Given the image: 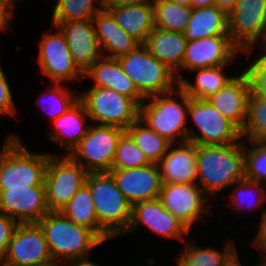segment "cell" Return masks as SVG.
<instances>
[{
  "label": "cell",
  "mask_w": 266,
  "mask_h": 266,
  "mask_svg": "<svg viewBox=\"0 0 266 266\" xmlns=\"http://www.w3.org/2000/svg\"><path fill=\"white\" fill-rule=\"evenodd\" d=\"M244 140L227 145H197V181L212 198L218 191L245 179Z\"/></svg>",
  "instance_id": "cell-1"
},
{
  "label": "cell",
  "mask_w": 266,
  "mask_h": 266,
  "mask_svg": "<svg viewBox=\"0 0 266 266\" xmlns=\"http://www.w3.org/2000/svg\"><path fill=\"white\" fill-rule=\"evenodd\" d=\"M46 238L53 261L88 262V252L103 241L90 229L77 225L60 211H50L37 223ZM64 261V262H63Z\"/></svg>",
  "instance_id": "cell-2"
},
{
  "label": "cell",
  "mask_w": 266,
  "mask_h": 266,
  "mask_svg": "<svg viewBox=\"0 0 266 266\" xmlns=\"http://www.w3.org/2000/svg\"><path fill=\"white\" fill-rule=\"evenodd\" d=\"M178 98L181 102H177ZM146 99L140 104L139 119L171 144L188 141L186 124L190 97L178 86L173 91Z\"/></svg>",
  "instance_id": "cell-3"
},
{
  "label": "cell",
  "mask_w": 266,
  "mask_h": 266,
  "mask_svg": "<svg viewBox=\"0 0 266 266\" xmlns=\"http://www.w3.org/2000/svg\"><path fill=\"white\" fill-rule=\"evenodd\" d=\"M18 135L11 134L0 152V192L7 188L44 186L50 153H31Z\"/></svg>",
  "instance_id": "cell-4"
},
{
  "label": "cell",
  "mask_w": 266,
  "mask_h": 266,
  "mask_svg": "<svg viewBox=\"0 0 266 266\" xmlns=\"http://www.w3.org/2000/svg\"><path fill=\"white\" fill-rule=\"evenodd\" d=\"M85 184L92 196L98 224L113 238L124 234L131 221L132 205L109 172H89Z\"/></svg>",
  "instance_id": "cell-5"
},
{
  "label": "cell",
  "mask_w": 266,
  "mask_h": 266,
  "mask_svg": "<svg viewBox=\"0 0 266 266\" xmlns=\"http://www.w3.org/2000/svg\"><path fill=\"white\" fill-rule=\"evenodd\" d=\"M126 74L146 99L168 93L179 86L176 73L152 55L144 44L117 58Z\"/></svg>",
  "instance_id": "cell-6"
},
{
  "label": "cell",
  "mask_w": 266,
  "mask_h": 266,
  "mask_svg": "<svg viewBox=\"0 0 266 266\" xmlns=\"http://www.w3.org/2000/svg\"><path fill=\"white\" fill-rule=\"evenodd\" d=\"M87 115L98 125L126 130L139 118L140 106L130 97L104 87H91L79 94Z\"/></svg>",
  "instance_id": "cell-7"
},
{
  "label": "cell",
  "mask_w": 266,
  "mask_h": 266,
  "mask_svg": "<svg viewBox=\"0 0 266 266\" xmlns=\"http://www.w3.org/2000/svg\"><path fill=\"white\" fill-rule=\"evenodd\" d=\"M123 128L110 125H92L86 135L68 156L89 172H109Z\"/></svg>",
  "instance_id": "cell-8"
},
{
  "label": "cell",
  "mask_w": 266,
  "mask_h": 266,
  "mask_svg": "<svg viewBox=\"0 0 266 266\" xmlns=\"http://www.w3.org/2000/svg\"><path fill=\"white\" fill-rule=\"evenodd\" d=\"M187 116L200 133L188 128V141L196 145H227L241 139V130L207 99L190 98Z\"/></svg>",
  "instance_id": "cell-9"
},
{
  "label": "cell",
  "mask_w": 266,
  "mask_h": 266,
  "mask_svg": "<svg viewBox=\"0 0 266 266\" xmlns=\"http://www.w3.org/2000/svg\"><path fill=\"white\" fill-rule=\"evenodd\" d=\"M87 175L88 172L68 155L51 154L44 176L49 211H60L85 184Z\"/></svg>",
  "instance_id": "cell-10"
},
{
  "label": "cell",
  "mask_w": 266,
  "mask_h": 266,
  "mask_svg": "<svg viewBox=\"0 0 266 266\" xmlns=\"http://www.w3.org/2000/svg\"><path fill=\"white\" fill-rule=\"evenodd\" d=\"M228 30L242 54L248 55L256 42L266 46V0H237L228 14Z\"/></svg>",
  "instance_id": "cell-11"
},
{
  "label": "cell",
  "mask_w": 266,
  "mask_h": 266,
  "mask_svg": "<svg viewBox=\"0 0 266 266\" xmlns=\"http://www.w3.org/2000/svg\"><path fill=\"white\" fill-rule=\"evenodd\" d=\"M56 32L44 34L39 43L38 65L43 75L48 76L51 83L79 80L84 74L73 61L63 32L52 25Z\"/></svg>",
  "instance_id": "cell-12"
},
{
  "label": "cell",
  "mask_w": 266,
  "mask_h": 266,
  "mask_svg": "<svg viewBox=\"0 0 266 266\" xmlns=\"http://www.w3.org/2000/svg\"><path fill=\"white\" fill-rule=\"evenodd\" d=\"M159 199L163 207L180 220L189 230L203 214L209 215V197L197 184H162ZM205 212V213H204Z\"/></svg>",
  "instance_id": "cell-13"
},
{
  "label": "cell",
  "mask_w": 266,
  "mask_h": 266,
  "mask_svg": "<svg viewBox=\"0 0 266 266\" xmlns=\"http://www.w3.org/2000/svg\"><path fill=\"white\" fill-rule=\"evenodd\" d=\"M53 261L43 231L36 223L19 224L0 266H38Z\"/></svg>",
  "instance_id": "cell-14"
},
{
  "label": "cell",
  "mask_w": 266,
  "mask_h": 266,
  "mask_svg": "<svg viewBox=\"0 0 266 266\" xmlns=\"http://www.w3.org/2000/svg\"><path fill=\"white\" fill-rule=\"evenodd\" d=\"M242 51L233 43L230 35H217L189 41L186 44L182 70L192 71L233 64Z\"/></svg>",
  "instance_id": "cell-15"
},
{
  "label": "cell",
  "mask_w": 266,
  "mask_h": 266,
  "mask_svg": "<svg viewBox=\"0 0 266 266\" xmlns=\"http://www.w3.org/2000/svg\"><path fill=\"white\" fill-rule=\"evenodd\" d=\"M143 224L162 238L185 242L189 229L172 213L163 207L161 200L140 201L132 205L131 221L124 234L136 231ZM184 234H186L184 236Z\"/></svg>",
  "instance_id": "cell-16"
},
{
  "label": "cell",
  "mask_w": 266,
  "mask_h": 266,
  "mask_svg": "<svg viewBox=\"0 0 266 266\" xmlns=\"http://www.w3.org/2000/svg\"><path fill=\"white\" fill-rule=\"evenodd\" d=\"M0 212L19 224L37 223L49 211L45 186L7 188L0 192Z\"/></svg>",
  "instance_id": "cell-17"
},
{
  "label": "cell",
  "mask_w": 266,
  "mask_h": 266,
  "mask_svg": "<svg viewBox=\"0 0 266 266\" xmlns=\"http://www.w3.org/2000/svg\"><path fill=\"white\" fill-rule=\"evenodd\" d=\"M116 185L131 204L158 199L162 189V179L157 164L129 169H111Z\"/></svg>",
  "instance_id": "cell-18"
},
{
  "label": "cell",
  "mask_w": 266,
  "mask_h": 266,
  "mask_svg": "<svg viewBox=\"0 0 266 266\" xmlns=\"http://www.w3.org/2000/svg\"><path fill=\"white\" fill-rule=\"evenodd\" d=\"M52 25L65 35L73 61L83 74L103 57L92 19Z\"/></svg>",
  "instance_id": "cell-19"
},
{
  "label": "cell",
  "mask_w": 266,
  "mask_h": 266,
  "mask_svg": "<svg viewBox=\"0 0 266 266\" xmlns=\"http://www.w3.org/2000/svg\"><path fill=\"white\" fill-rule=\"evenodd\" d=\"M251 91L249 76L243 70L207 100L242 130L247 119L248 98Z\"/></svg>",
  "instance_id": "cell-20"
},
{
  "label": "cell",
  "mask_w": 266,
  "mask_h": 266,
  "mask_svg": "<svg viewBox=\"0 0 266 266\" xmlns=\"http://www.w3.org/2000/svg\"><path fill=\"white\" fill-rule=\"evenodd\" d=\"M170 144L157 163L163 184L197 182V145L186 141L179 147Z\"/></svg>",
  "instance_id": "cell-21"
},
{
  "label": "cell",
  "mask_w": 266,
  "mask_h": 266,
  "mask_svg": "<svg viewBox=\"0 0 266 266\" xmlns=\"http://www.w3.org/2000/svg\"><path fill=\"white\" fill-rule=\"evenodd\" d=\"M89 76L94 85L115 90L120 94L132 98L139 106L145 98L139 93L135 83L123 72L122 66L116 58L102 57L95 61L84 73Z\"/></svg>",
  "instance_id": "cell-22"
},
{
  "label": "cell",
  "mask_w": 266,
  "mask_h": 266,
  "mask_svg": "<svg viewBox=\"0 0 266 266\" xmlns=\"http://www.w3.org/2000/svg\"><path fill=\"white\" fill-rule=\"evenodd\" d=\"M92 21L104 57L117 59L139 45L134 38L122 30L108 10L102 8Z\"/></svg>",
  "instance_id": "cell-23"
},
{
  "label": "cell",
  "mask_w": 266,
  "mask_h": 266,
  "mask_svg": "<svg viewBox=\"0 0 266 266\" xmlns=\"http://www.w3.org/2000/svg\"><path fill=\"white\" fill-rule=\"evenodd\" d=\"M186 44L187 40L184 37V33L154 28L144 45L160 62H163L174 71L180 81L183 78V74H180V72Z\"/></svg>",
  "instance_id": "cell-24"
},
{
  "label": "cell",
  "mask_w": 266,
  "mask_h": 266,
  "mask_svg": "<svg viewBox=\"0 0 266 266\" xmlns=\"http://www.w3.org/2000/svg\"><path fill=\"white\" fill-rule=\"evenodd\" d=\"M86 119L90 118L79 99L63 115L52 121L55 133L49 131L47 135L51 141L61 145L66 151L65 155H68L88 131L89 125L86 126Z\"/></svg>",
  "instance_id": "cell-25"
},
{
  "label": "cell",
  "mask_w": 266,
  "mask_h": 266,
  "mask_svg": "<svg viewBox=\"0 0 266 266\" xmlns=\"http://www.w3.org/2000/svg\"><path fill=\"white\" fill-rule=\"evenodd\" d=\"M116 23L139 44H145L154 27L153 3L118 6L107 9Z\"/></svg>",
  "instance_id": "cell-26"
},
{
  "label": "cell",
  "mask_w": 266,
  "mask_h": 266,
  "mask_svg": "<svg viewBox=\"0 0 266 266\" xmlns=\"http://www.w3.org/2000/svg\"><path fill=\"white\" fill-rule=\"evenodd\" d=\"M187 42L217 35H229L228 14L217 5L192 8L187 28Z\"/></svg>",
  "instance_id": "cell-27"
},
{
  "label": "cell",
  "mask_w": 266,
  "mask_h": 266,
  "mask_svg": "<svg viewBox=\"0 0 266 266\" xmlns=\"http://www.w3.org/2000/svg\"><path fill=\"white\" fill-rule=\"evenodd\" d=\"M75 224L92 230L103 242L112 238L99 224L89 188L84 184L60 210Z\"/></svg>",
  "instance_id": "cell-28"
},
{
  "label": "cell",
  "mask_w": 266,
  "mask_h": 266,
  "mask_svg": "<svg viewBox=\"0 0 266 266\" xmlns=\"http://www.w3.org/2000/svg\"><path fill=\"white\" fill-rule=\"evenodd\" d=\"M228 65L214 66L208 68H198L192 70L196 72L195 84L186 78L179 81V87L192 99H207L212 94L222 89L234 76H226L224 69Z\"/></svg>",
  "instance_id": "cell-29"
},
{
  "label": "cell",
  "mask_w": 266,
  "mask_h": 266,
  "mask_svg": "<svg viewBox=\"0 0 266 266\" xmlns=\"http://www.w3.org/2000/svg\"><path fill=\"white\" fill-rule=\"evenodd\" d=\"M176 258V266H224L237 253L232 241L226 243L223 252L215 248H201L188 242Z\"/></svg>",
  "instance_id": "cell-30"
},
{
  "label": "cell",
  "mask_w": 266,
  "mask_h": 266,
  "mask_svg": "<svg viewBox=\"0 0 266 266\" xmlns=\"http://www.w3.org/2000/svg\"><path fill=\"white\" fill-rule=\"evenodd\" d=\"M125 132L144 152L150 163L157 164L167 153L170 142L144 124L139 118Z\"/></svg>",
  "instance_id": "cell-31"
},
{
  "label": "cell",
  "mask_w": 266,
  "mask_h": 266,
  "mask_svg": "<svg viewBox=\"0 0 266 266\" xmlns=\"http://www.w3.org/2000/svg\"><path fill=\"white\" fill-rule=\"evenodd\" d=\"M154 27L166 31L184 32L192 7L171 0H154Z\"/></svg>",
  "instance_id": "cell-32"
},
{
  "label": "cell",
  "mask_w": 266,
  "mask_h": 266,
  "mask_svg": "<svg viewBox=\"0 0 266 266\" xmlns=\"http://www.w3.org/2000/svg\"><path fill=\"white\" fill-rule=\"evenodd\" d=\"M241 138L266 143V97L253 90L248 98L247 119L241 130Z\"/></svg>",
  "instance_id": "cell-33"
},
{
  "label": "cell",
  "mask_w": 266,
  "mask_h": 266,
  "mask_svg": "<svg viewBox=\"0 0 266 266\" xmlns=\"http://www.w3.org/2000/svg\"><path fill=\"white\" fill-rule=\"evenodd\" d=\"M56 1L51 16V24L93 19V17L102 9L101 0Z\"/></svg>",
  "instance_id": "cell-34"
},
{
  "label": "cell",
  "mask_w": 266,
  "mask_h": 266,
  "mask_svg": "<svg viewBox=\"0 0 266 266\" xmlns=\"http://www.w3.org/2000/svg\"><path fill=\"white\" fill-rule=\"evenodd\" d=\"M232 186L235 189L230 195L232 202L229 200V207L236 206L238 210L241 209L240 211H242V208L246 210L247 207L250 210H256L258 207L263 209L262 206L266 202V191L263 188L264 184L245 178L234 183Z\"/></svg>",
  "instance_id": "cell-35"
},
{
  "label": "cell",
  "mask_w": 266,
  "mask_h": 266,
  "mask_svg": "<svg viewBox=\"0 0 266 266\" xmlns=\"http://www.w3.org/2000/svg\"><path fill=\"white\" fill-rule=\"evenodd\" d=\"M150 162L144 152L125 132L119 139L111 169H129L144 167Z\"/></svg>",
  "instance_id": "cell-36"
},
{
  "label": "cell",
  "mask_w": 266,
  "mask_h": 266,
  "mask_svg": "<svg viewBox=\"0 0 266 266\" xmlns=\"http://www.w3.org/2000/svg\"><path fill=\"white\" fill-rule=\"evenodd\" d=\"M251 146L244 142L245 178L248 180L266 183V143H254Z\"/></svg>",
  "instance_id": "cell-37"
},
{
  "label": "cell",
  "mask_w": 266,
  "mask_h": 266,
  "mask_svg": "<svg viewBox=\"0 0 266 266\" xmlns=\"http://www.w3.org/2000/svg\"><path fill=\"white\" fill-rule=\"evenodd\" d=\"M50 90L48 89L45 93V96L47 95L48 98L50 97L49 101L51 102L50 106V111H47L51 115L52 120H56L59 118L61 115H63L68 109H70L78 100H79V95H74V93H71L69 89L65 88L63 86V83H51ZM42 94L40 96V99H37L36 103L38 107L40 108H45L40 100H44ZM42 97V99H41ZM47 98V100H48ZM43 106V107H42ZM48 106V107H49ZM46 109V108H45ZM43 109V110H45Z\"/></svg>",
  "instance_id": "cell-38"
},
{
  "label": "cell",
  "mask_w": 266,
  "mask_h": 266,
  "mask_svg": "<svg viewBox=\"0 0 266 266\" xmlns=\"http://www.w3.org/2000/svg\"><path fill=\"white\" fill-rule=\"evenodd\" d=\"M262 55L253 58L244 71L249 76L251 89L266 97V46L262 47Z\"/></svg>",
  "instance_id": "cell-39"
},
{
  "label": "cell",
  "mask_w": 266,
  "mask_h": 266,
  "mask_svg": "<svg viewBox=\"0 0 266 266\" xmlns=\"http://www.w3.org/2000/svg\"><path fill=\"white\" fill-rule=\"evenodd\" d=\"M0 65V117L5 115L15 116L16 106L8 80ZM1 119V118H0Z\"/></svg>",
  "instance_id": "cell-40"
},
{
  "label": "cell",
  "mask_w": 266,
  "mask_h": 266,
  "mask_svg": "<svg viewBox=\"0 0 266 266\" xmlns=\"http://www.w3.org/2000/svg\"><path fill=\"white\" fill-rule=\"evenodd\" d=\"M19 223L12 217L0 212V264L5 257L8 244Z\"/></svg>",
  "instance_id": "cell-41"
},
{
  "label": "cell",
  "mask_w": 266,
  "mask_h": 266,
  "mask_svg": "<svg viewBox=\"0 0 266 266\" xmlns=\"http://www.w3.org/2000/svg\"><path fill=\"white\" fill-rule=\"evenodd\" d=\"M258 228V233L255 235L256 239H254L252 245L259 248V250H262L261 255L263 257H266V209H264L262 212ZM264 251V252H263Z\"/></svg>",
  "instance_id": "cell-42"
},
{
  "label": "cell",
  "mask_w": 266,
  "mask_h": 266,
  "mask_svg": "<svg viewBox=\"0 0 266 266\" xmlns=\"http://www.w3.org/2000/svg\"><path fill=\"white\" fill-rule=\"evenodd\" d=\"M154 0H101V5L103 9L132 5V4H141V3H153Z\"/></svg>",
  "instance_id": "cell-43"
},
{
  "label": "cell",
  "mask_w": 266,
  "mask_h": 266,
  "mask_svg": "<svg viewBox=\"0 0 266 266\" xmlns=\"http://www.w3.org/2000/svg\"><path fill=\"white\" fill-rule=\"evenodd\" d=\"M13 12L8 9L4 4L0 3V31L10 29V21H12Z\"/></svg>",
  "instance_id": "cell-44"
},
{
  "label": "cell",
  "mask_w": 266,
  "mask_h": 266,
  "mask_svg": "<svg viewBox=\"0 0 266 266\" xmlns=\"http://www.w3.org/2000/svg\"><path fill=\"white\" fill-rule=\"evenodd\" d=\"M237 0H216L215 5L229 14L236 5Z\"/></svg>",
  "instance_id": "cell-45"
},
{
  "label": "cell",
  "mask_w": 266,
  "mask_h": 266,
  "mask_svg": "<svg viewBox=\"0 0 266 266\" xmlns=\"http://www.w3.org/2000/svg\"><path fill=\"white\" fill-rule=\"evenodd\" d=\"M216 0H191V7L192 8H200L211 6L215 4Z\"/></svg>",
  "instance_id": "cell-46"
},
{
  "label": "cell",
  "mask_w": 266,
  "mask_h": 266,
  "mask_svg": "<svg viewBox=\"0 0 266 266\" xmlns=\"http://www.w3.org/2000/svg\"><path fill=\"white\" fill-rule=\"evenodd\" d=\"M238 258V253H236L224 266H242Z\"/></svg>",
  "instance_id": "cell-47"
},
{
  "label": "cell",
  "mask_w": 266,
  "mask_h": 266,
  "mask_svg": "<svg viewBox=\"0 0 266 266\" xmlns=\"http://www.w3.org/2000/svg\"><path fill=\"white\" fill-rule=\"evenodd\" d=\"M66 266H100V265L92 261H88V262L68 263L66 264Z\"/></svg>",
  "instance_id": "cell-48"
},
{
  "label": "cell",
  "mask_w": 266,
  "mask_h": 266,
  "mask_svg": "<svg viewBox=\"0 0 266 266\" xmlns=\"http://www.w3.org/2000/svg\"><path fill=\"white\" fill-rule=\"evenodd\" d=\"M17 2V0H0V3L4 4L8 9H10L12 12L14 10L15 7V3Z\"/></svg>",
  "instance_id": "cell-49"
},
{
  "label": "cell",
  "mask_w": 266,
  "mask_h": 266,
  "mask_svg": "<svg viewBox=\"0 0 266 266\" xmlns=\"http://www.w3.org/2000/svg\"><path fill=\"white\" fill-rule=\"evenodd\" d=\"M38 266H66L65 264L63 263H60V262H56V261H51V262H48L46 264H42V265H38Z\"/></svg>",
  "instance_id": "cell-50"
},
{
  "label": "cell",
  "mask_w": 266,
  "mask_h": 266,
  "mask_svg": "<svg viewBox=\"0 0 266 266\" xmlns=\"http://www.w3.org/2000/svg\"><path fill=\"white\" fill-rule=\"evenodd\" d=\"M181 5L190 6L191 7V0H171Z\"/></svg>",
  "instance_id": "cell-51"
},
{
  "label": "cell",
  "mask_w": 266,
  "mask_h": 266,
  "mask_svg": "<svg viewBox=\"0 0 266 266\" xmlns=\"http://www.w3.org/2000/svg\"><path fill=\"white\" fill-rule=\"evenodd\" d=\"M259 262L257 261V264L255 266H266V257L259 256Z\"/></svg>",
  "instance_id": "cell-52"
}]
</instances>
